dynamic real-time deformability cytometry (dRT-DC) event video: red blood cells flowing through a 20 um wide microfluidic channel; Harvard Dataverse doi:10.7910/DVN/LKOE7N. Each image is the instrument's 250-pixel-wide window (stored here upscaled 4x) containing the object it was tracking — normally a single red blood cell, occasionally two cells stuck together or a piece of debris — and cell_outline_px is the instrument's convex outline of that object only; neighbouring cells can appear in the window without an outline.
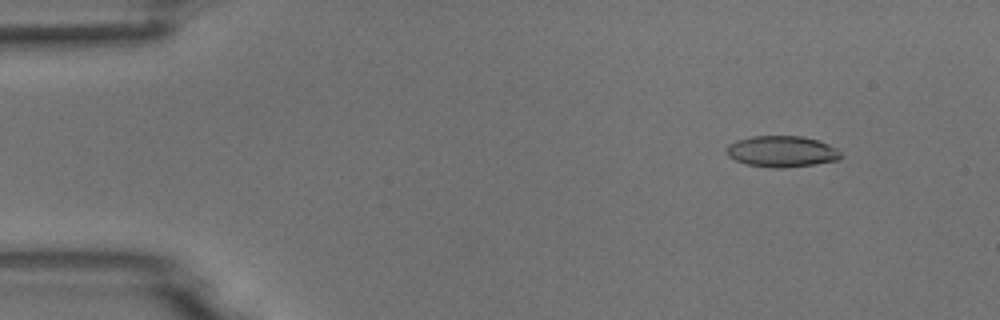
{"species": "common noctule bat (a hibernating species)", "species_latin": "Nyctalus noctula", "temperature_condition": "room temperature", "stored_images_in_passage": 4, "camera_frame_rate_fps": 3000, "um_per_image_px": 0.085, "animal": {"sex": "male", "body_mass_g": 18.8}, "frame": {"image": 1, "passage_image": 2, "time_ms": 0.333, "image_size_px": [1000, 320], "cell_outline_px": [[840, 160], [816, 164], [784, 168], [772, 168], [748, 164], [736, 160], [728, 156], [728, 144], [736, 140], [752, 136], [804, 136], [828, 144], [836, 148], [840, 152]], "centroid_in_image_um": [66.47, 12.87], "position_along_channel_um": 18.5, "area_um2": 20.69}}
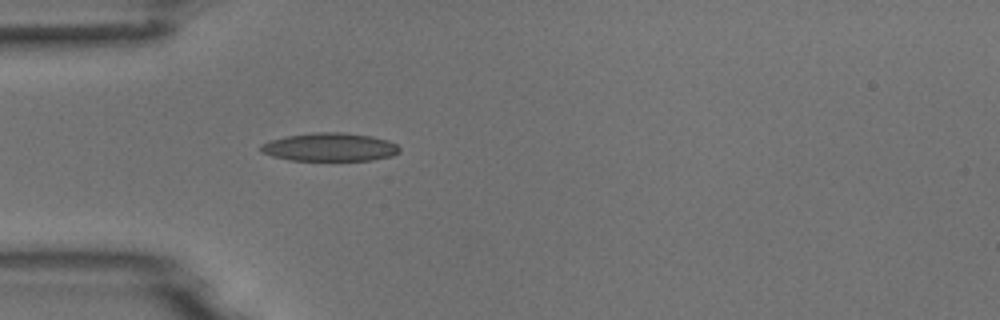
{"frame": {"image": 2, "passage_image": 4, "time_ms": 1.0, "image_size_px": [1000, 320], "cell_outline_px": [[400, 152], [392, 156], [372, 160], [288, 160], [272, 156], [260, 152], [260, 144], [272, 140], [288, 136], [312, 132], [344, 132], [372, 136], [388, 140], [396, 144], [400, 148]], "centroid_in_image_um": [28.04, 12.5], "position_along_channel_um": 57.0, "area_um2": 22.95}}